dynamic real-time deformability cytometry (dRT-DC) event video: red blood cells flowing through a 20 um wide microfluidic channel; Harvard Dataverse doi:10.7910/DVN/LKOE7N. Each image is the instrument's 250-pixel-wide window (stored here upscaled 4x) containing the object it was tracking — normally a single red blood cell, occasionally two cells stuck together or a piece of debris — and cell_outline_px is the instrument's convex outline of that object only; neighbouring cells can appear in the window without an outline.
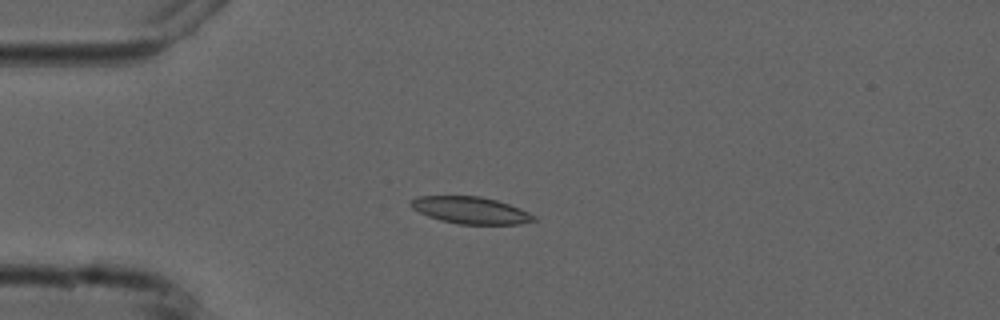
{"species": "common noctule bat (a hibernating species)", "species_latin": "Nyctalus noctula", "temperature_condition": "cold", "stored_images_in_passage": 6, "camera_frame_rate_fps": 3000, "um_per_image_px": 0.085, "animal": {"sex": "male", "forearm_length_mm": 52.5}, "frame": {"image": 1, "passage_image": 4, "time_ms": 3.333, "image_size_px": [1000, 320], "cell_outline_px": [[536, 220], [520, 224], [456, 224], [440, 220], [428, 216], [412, 208], [408, 204], [416, 196], [480, 196], [496, 200], [520, 208], [536, 216]], "centroid_in_image_um": [39.99, 17.87], "position_along_channel_um": 45.0, "area_um2": 19.31}}
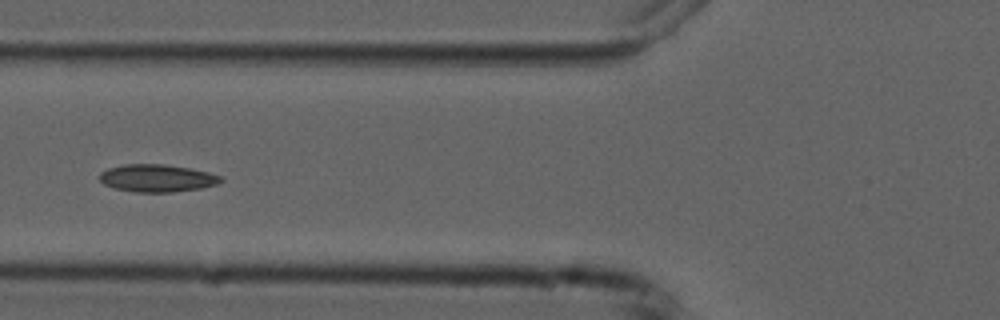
{"frame": {"image": 2, "passage_image": 6, "time_ms": 5.667, "image_size_px": [1000, 320], "cell_outline_px": [[224, 180], [216, 184], [200, 188], [172, 192], [136, 192], [116, 188], [104, 184], [100, 180], [100, 172], [108, 168], [124, 164], [164, 164], [188, 168], [208, 172], [220, 176]], "centroid_in_image_um": [13.34, 15.14], "position_along_channel_um": 112.5, "area_um2": 19.25}}